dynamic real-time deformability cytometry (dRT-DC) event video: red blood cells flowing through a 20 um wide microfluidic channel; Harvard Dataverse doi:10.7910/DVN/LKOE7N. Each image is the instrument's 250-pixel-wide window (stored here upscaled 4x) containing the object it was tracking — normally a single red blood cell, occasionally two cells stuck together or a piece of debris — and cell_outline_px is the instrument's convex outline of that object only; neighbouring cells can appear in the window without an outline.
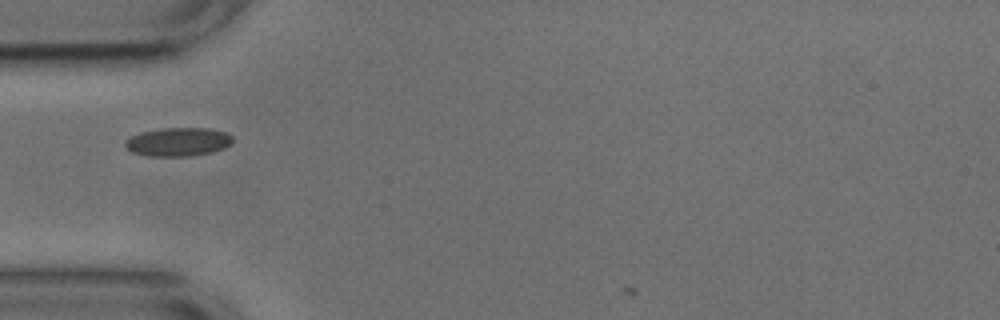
{"species": "common noctule bat (a hibernating species)", "species_latin": "Nyctalus noctula", "temperature_condition": "cold", "stored_images_in_passage": 32, "camera_frame_rate_fps": 3000, "um_per_image_px": 0.085, "animal": {"sex": "male", "body_mass_g": 17.9, "forearm_length_mm": 54.2}, "frame": {"image": 1, "passage_image": 1, "time_ms": 0.0, "image_size_px": [1000, 320], "cell_outline_px": [[232, 144], [224, 148], [212, 152], [188, 156], [148, 156], [132, 152], [124, 144], [124, 140], [128, 136], [140, 132], [160, 128], [212, 128], [224, 132], [232, 136]], "centroid_in_image_um": [15.11, 12.05], "position_along_channel_um": 69.9, "area_um2": 18.09}}
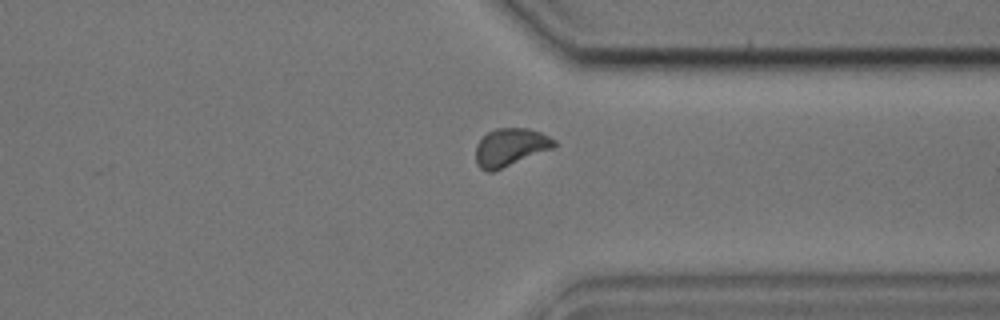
{"frame": {"image": 2, "passage_image": 25, "time_ms": 8.0, "image_size_px": [1000, 320], "cell_outline_px": [[556, 148], [492, 172], [488, 172], [480, 168], [476, 164], [476, 144], [488, 132], [496, 128], [528, 128], [540, 132], [556, 140]], "centroid_in_image_um": [43.4, 12.52], "position_along_channel_um": 368.0, "area_um2": 17.51}}
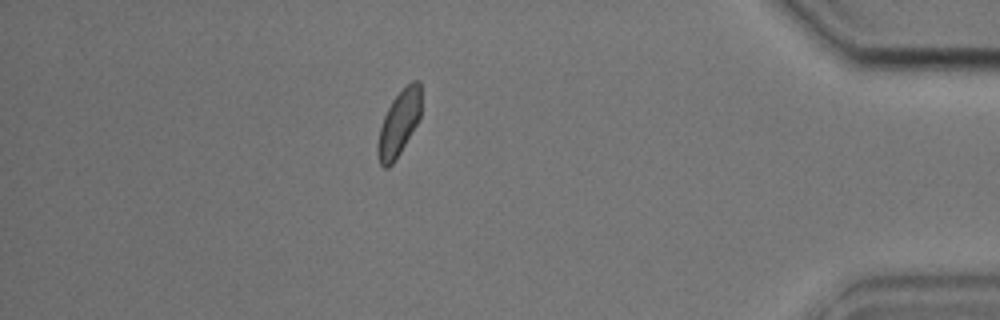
{"frame": {"image": 3, "passage_image": 31, "time_ms": 10.0, "image_size_px": [1000, 320], "cell_outline_px": [[420, 116], [416, 124], [400, 152], [392, 164], [388, 168], [384, 168], [380, 164], [376, 152], [376, 148], [380, 128], [384, 116], [392, 100], [412, 80], [420, 80]], "centroid_in_image_um": [33.88, 10.5], "position_along_channel_um": 401.3, "area_um2": 16.18}}